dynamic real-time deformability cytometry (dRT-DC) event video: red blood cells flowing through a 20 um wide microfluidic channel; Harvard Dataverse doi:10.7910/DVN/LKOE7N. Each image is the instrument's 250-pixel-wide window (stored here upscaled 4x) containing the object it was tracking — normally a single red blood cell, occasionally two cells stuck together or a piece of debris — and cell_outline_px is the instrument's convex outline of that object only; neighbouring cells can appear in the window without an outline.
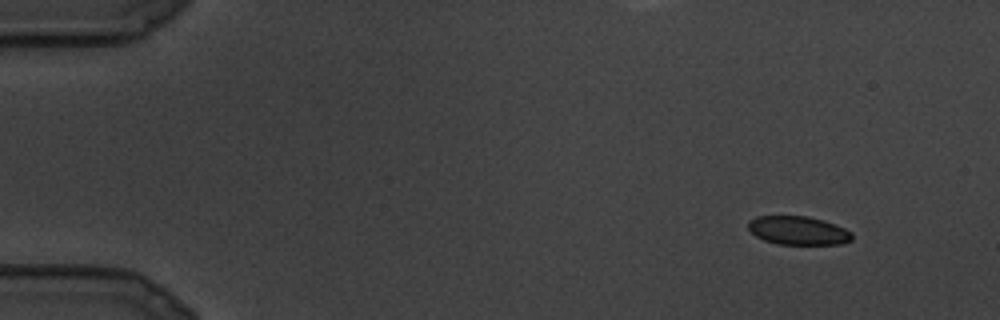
{"species": "common noctule bat (a hibernating species)", "species_latin": "Nyctalus noctula", "temperature_condition": "cold", "stored_images_in_passage": 24, "camera_frame_rate_fps": 3000, "um_per_image_px": 0.085, "animal": {"sex": "male", "body_mass_g": 19.5, "forearm_length_mm": 54.6}, "frame": {"image": 1, "passage_image": 1, "time_ms": 0.0, "image_size_px": [1000, 320], "cell_outline_px": [[852, 240], [840, 244], [776, 244], [764, 240], [756, 236], [748, 228], [748, 220], [756, 216], [808, 216], [824, 220], [836, 224], [852, 232]], "centroid_in_image_um": [67.84, 19.59], "position_along_channel_um": 17.2, "area_um2": 17.4}}
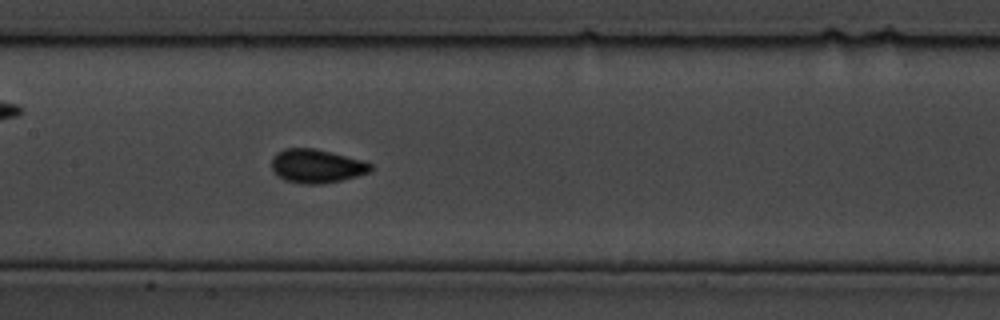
{"frame": {"image": 2, "passage_image": 12, "time_ms": 3.667, "image_size_px": [1000, 320], "cell_outline_px": [[372, 168], [368, 172], [344, 180], [320, 184], [304, 184], [284, 180], [276, 176], [272, 168], [272, 156], [276, 152], [284, 148], [316, 148], [364, 160], [372, 164]], "centroid_in_image_um": [26.89, 14.11], "position_along_channel_um": 180.5, "area_um2": 19.71}}
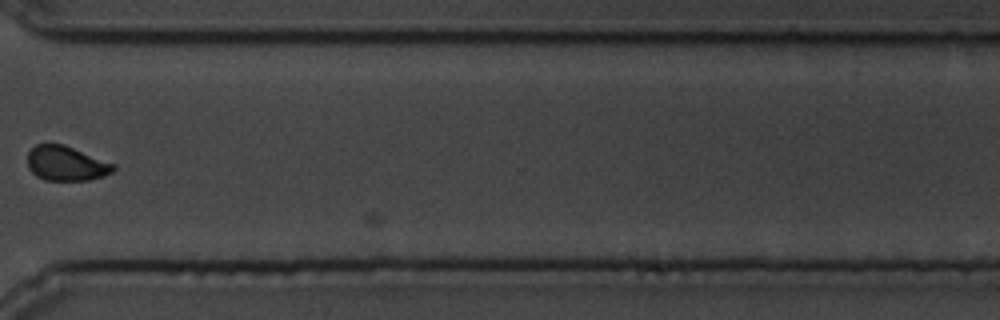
{"frame": {"image": 3, "passage_image": 20, "time_ms": 6.333, "image_size_px": [1000, 320], "cell_outline_px": [[116, 168], [112, 172], [104, 176], [88, 180], [44, 180], [36, 176], [28, 168], [28, 152], [36, 144], [64, 144], [116, 164]], "centroid_in_image_um": [5.64, 13.89], "position_along_channel_um": 365.0, "area_um2": 17.46}}